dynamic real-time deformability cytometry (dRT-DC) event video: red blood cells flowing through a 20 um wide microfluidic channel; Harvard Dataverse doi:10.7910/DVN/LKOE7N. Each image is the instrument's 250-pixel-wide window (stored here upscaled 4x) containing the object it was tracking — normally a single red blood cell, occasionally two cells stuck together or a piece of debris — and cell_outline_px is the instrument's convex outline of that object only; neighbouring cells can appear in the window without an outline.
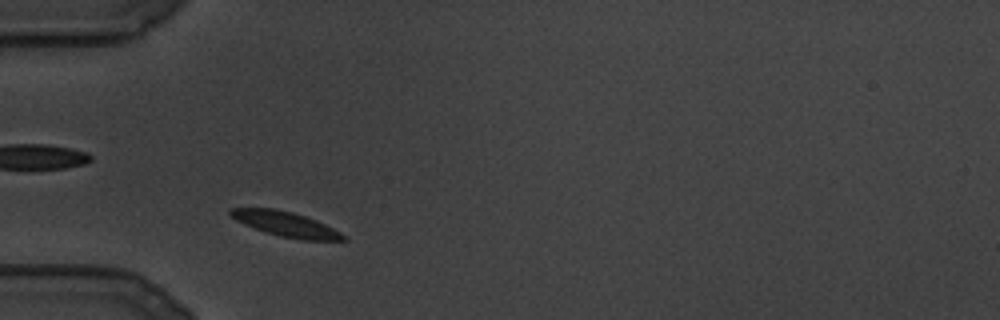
{"species": "common noctule bat (a hibernating species)", "species_latin": "Nyctalus noctula", "temperature_condition": "cold", "stored_images_in_passage": 91, "camera_frame_rate_fps": 3000, "um_per_image_px": 0.085, "animal": {"sex": "male", "body_mass_g": 19.5, "forearm_length_mm": 54.6}, "frame": {"image": 1, "passage_image": 9, "time_ms": 2.667, "image_size_px": [1000, 320], "cell_outline_px": [[348, 240], [304, 240], [280, 236], [244, 224], [236, 220], [228, 212], [228, 208], [272, 208], [292, 212], [316, 220], [348, 236]], "centroid_in_image_um": [24.31, 19.04], "position_along_channel_um": 60.7, "area_um2": 16.07}}
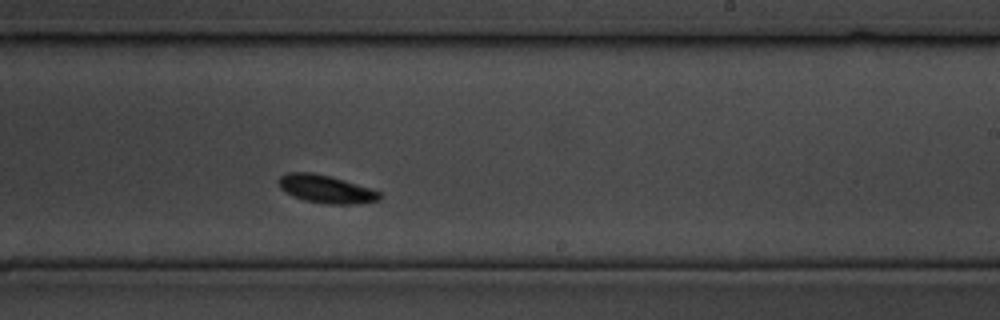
{"frame": {"image": 2, "passage_image": 45, "time_ms": 14.667, "image_size_px": [1000, 320], "cell_outline_px": [[380, 200], [356, 204], [328, 204], [304, 200], [292, 196], [280, 188], [276, 180], [280, 176], [288, 172], [312, 172], [328, 176], [356, 184], [380, 192]], "centroid_in_image_um": [27.64, 16.07], "position_along_channel_um": 261.4, "area_um2": 16.3}}
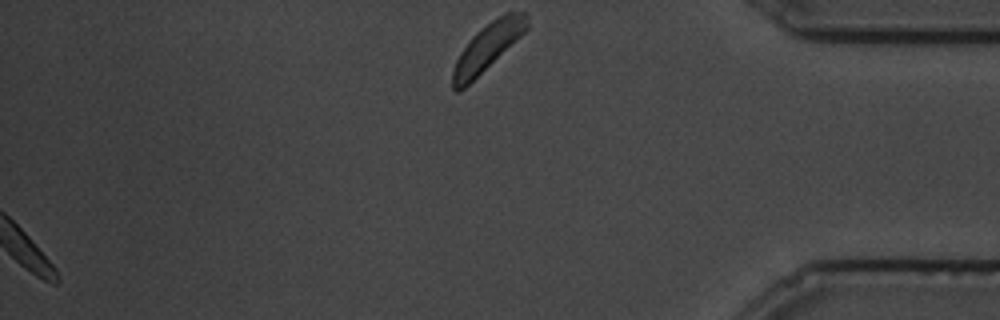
{"frame": {"image": 3, "passage_image": 91, "time_ms": 30.0, "image_size_px": [1000, 320], "cell_outline_px": [[528, 28], [520, 36], [464, 88], [456, 92], [452, 88], [452, 72], [456, 60], [460, 52], [472, 36], [476, 32], [492, 20], [508, 12], [528, 12]], "centroid_in_image_um": [41.43, 3.98], "position_along_channel_um": 393.8, "area_um2": 19.83}}